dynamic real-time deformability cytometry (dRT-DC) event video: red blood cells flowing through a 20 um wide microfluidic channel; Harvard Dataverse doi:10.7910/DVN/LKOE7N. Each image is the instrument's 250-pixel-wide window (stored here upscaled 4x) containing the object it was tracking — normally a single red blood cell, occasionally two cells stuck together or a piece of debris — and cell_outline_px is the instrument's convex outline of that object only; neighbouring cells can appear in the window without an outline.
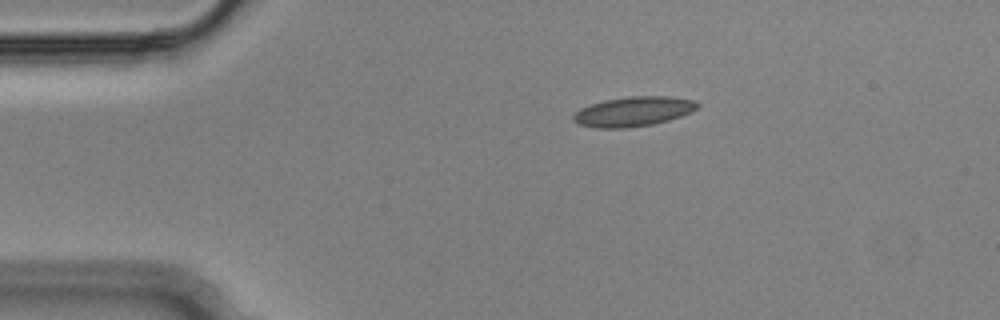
{"species": "Egyptian fruit bat (a non-hibernating species)", "species_latin": "Rousettus aegyptiacus", "temperature_condition": "cold", "stored_images_in_passage": 45, "camera_frame_rate_fps": 3000, "um_per_image_px": 0.085, "animal": {"sex": "male"}, "frame": {"image": 1, "passage_image": 1, "time_ms": 0.0, "image_size_px": [1000, 320], "cell_outline_px": [[700, 104], [692, 112], [668, 120], [652, 124], [628, 128], [596, 128], [576, 124], [572, 120], [572, 116], [580, 108], [604, 100], [628, 96], [668, 96], [696, 100]], "centroid_in_image_um": [53.82, 9.48], "position_along_channel_um": 31.2, "area_um2": 21.62}}
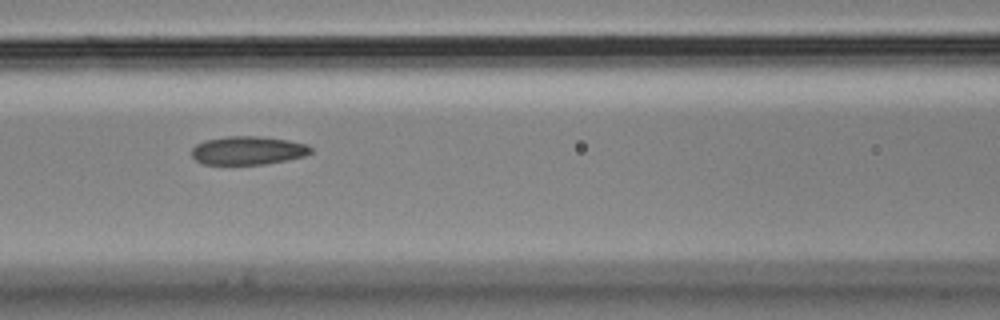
{"frame": {"image": 2, "passage_image": 14, "time_ms": 4.333, "image_size_px": [1000, 320], "cell_outline_px": [[312, 152], [304, 156], [288, 160], [264, 164], [200, 164], [192, 156], [192, 148], [196, 144], [204, 140], [228, 136], [256, 136], [288, 140], [308, 144], [312, 148]], "centroid_in_image_um": [21.07, 12.79], "position_along_channel_um": 145.5, "area_um2": 19.83}}
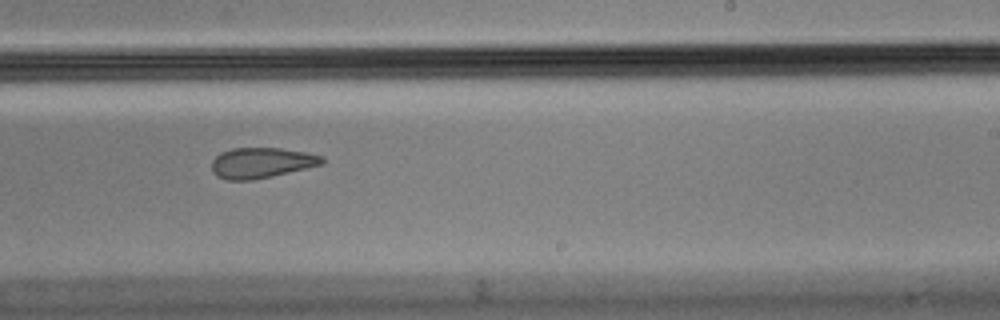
{"frame": {"image": 3, "passage_image": 24, "time_ms": 7.667, "image_size_px": [1000, 320], "cell_outline_px": [[324, 164], [272, 176], [252, 180], [228, 180], [216, 176], [212, 172], [212, 160], [220, 152], [232, 148], [280, 148], [308, 152], [324, 156]], "centroid_in_image_um": [22.23, 13.83], "position_along_channel_um": 266.8, "area_um2": 19.77}, "authors_computed_cell_mechanics": {"area_um2": 20.9236, "velocity_mm_per_s": 3.6449, "shape_relaxation_time_tau1_ms": null, "shape_relaxation_time_tau2_ms": 2.8073, "deformation_change_tau1": null, "deformation_change_tau2": 0.0994}}